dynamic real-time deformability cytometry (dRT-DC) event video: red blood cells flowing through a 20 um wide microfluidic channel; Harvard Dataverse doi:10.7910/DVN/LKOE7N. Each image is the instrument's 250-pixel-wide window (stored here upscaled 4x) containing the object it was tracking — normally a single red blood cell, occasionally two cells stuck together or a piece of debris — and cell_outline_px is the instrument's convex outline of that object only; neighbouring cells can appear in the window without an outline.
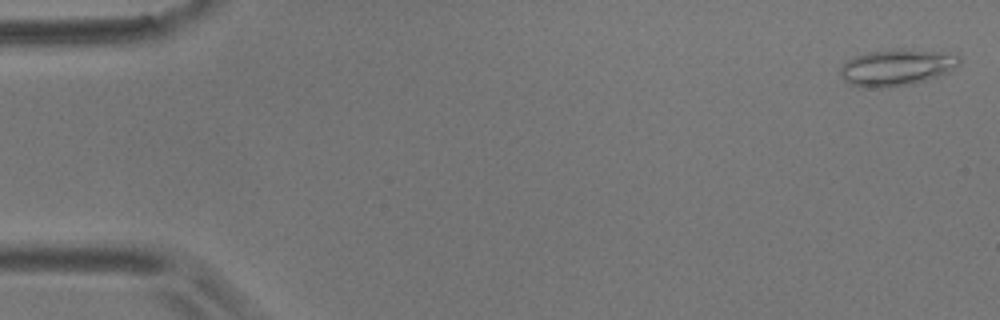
{"species": "common noctule bat (a hibernating species)", "species_latin": "Nyctalus noctula", "temperature_condition": "room temperature", "stored_images_in_passage": 56, "camera_frame_rate_fps": 3000, "um_per_image_px": 0.085, "animal": {"sex": "male", "body_mass_g": 17.9}, "frame": {"image": 1, "passage_image": 2, "time_ms": 0.333, "image_size_px": [1000, 320], "cell_outline_px": [[960, 64], [956, 68], [948, 72], [912, 84], [888, 88], [864, 88], [852, 84], [844, 80], [840, 76], [840, 64], [856, 56], [868, 52], [892, 48], [900, 48], [956, 52], [960, 56]], "centroid_in_image_um": [76.25, 5.71], "position_along_channel_um": 8.7, "area_um2": 26.01}}
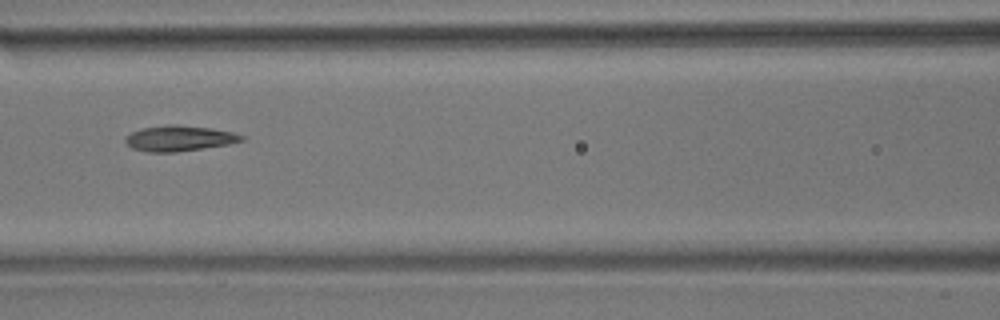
{"frame": {"image": 2, "passage_image": 25, "time_ms": 8.0, "image_size_px": [1000, 320], "cell_outline_px": [[244, 140], [228, 144], [176, 152], [148, 152], [132, 148], [124, 140], [124, 136], [140, 128], [168, 124], [176, 124], [212, 128], [232, 132], [244, 136]], "centroid_in_image_um": [15.2, 11.75], "position_along_channel_um": 151.4, "area_um2": 17.34}}
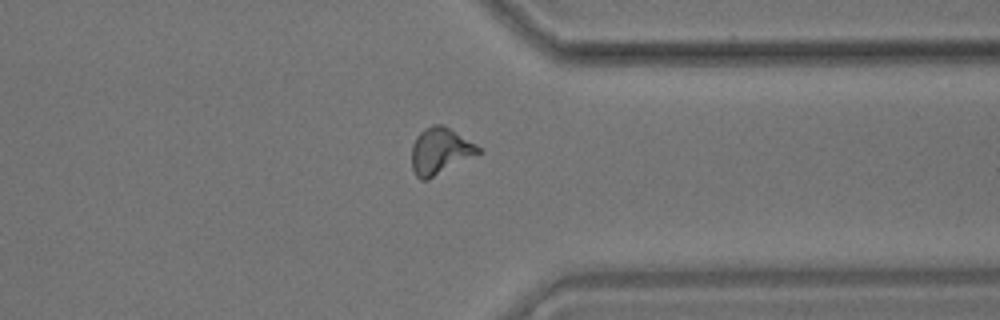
{"frame": {"image": 3, "passage_image": 44, "time_ms": 14.333, "image_size_px": [1000, 320], "cell_outline_px": [[484, 152], [428, 180], [420, 180], [416, 176], [412, 168], [412, 144], [416, 136], [424, 128], [432, 124], [444, 124], [476, 144]], "centroid_in_image_um": [37.43, 12.84], "position_along_channel_um": 374.0, "area_um2": 18.44}, "authors_computed_cell_mechanics": {"area_um2": 17.34, "velocity_mm_per_s": 3.5707, "shape_relaxation_time_tau1_ms": 6.7018, "shape_relaxation_time_tau2_ms": 2.7206, "deformation_change_tau1": 0.1959, "deformation_change_tau2": 0.0996}}